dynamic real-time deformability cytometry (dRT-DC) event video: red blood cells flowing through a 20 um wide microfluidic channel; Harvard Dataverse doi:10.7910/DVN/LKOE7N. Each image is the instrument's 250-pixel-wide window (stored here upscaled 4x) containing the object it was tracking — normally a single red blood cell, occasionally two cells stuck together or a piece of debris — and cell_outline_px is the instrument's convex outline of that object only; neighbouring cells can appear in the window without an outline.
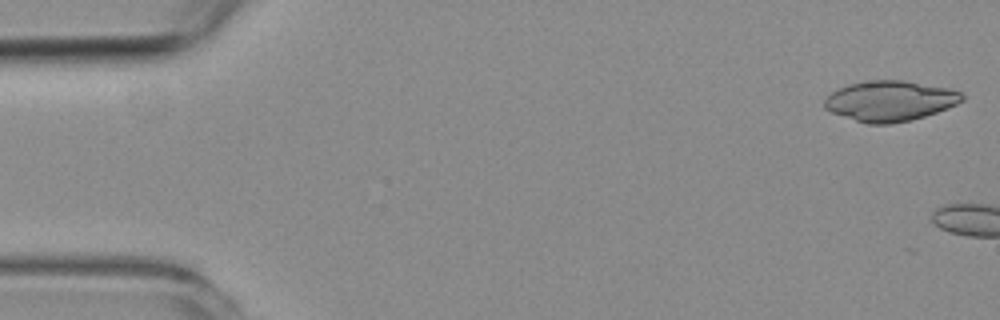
{"species": "common noctule bat (a hibernating species)", "species_latin": "Nyctalus noctula", "temperature_condition": "room temperature", "stored_images_in_passage": 8, "camera_frame_rate_fps": 3000, "um_per_image_px": 0.085, "animal": {"sex": "female", "body_mass_g": 19.3, "forearm_length_mm": 54.1}, "frame": {"image": 1, "passage_image": 1, "time_ms": 0.0, "image_size_px": [1000, 320], "cell_outline_px": [[964, 100], [956, 104], [936, 112], [912, 120], [888, 124], [868, 124], [832, 112], [824, 108], [824, 100], [832, 92], [848, 84], [864, 80], [904, 80], [948, 88], [960, 92], [964, 96]], "centroid_in_image_um": [75.65, 8.57], "position_along_channel_um": 9.4, "area_um2": 32.19}}